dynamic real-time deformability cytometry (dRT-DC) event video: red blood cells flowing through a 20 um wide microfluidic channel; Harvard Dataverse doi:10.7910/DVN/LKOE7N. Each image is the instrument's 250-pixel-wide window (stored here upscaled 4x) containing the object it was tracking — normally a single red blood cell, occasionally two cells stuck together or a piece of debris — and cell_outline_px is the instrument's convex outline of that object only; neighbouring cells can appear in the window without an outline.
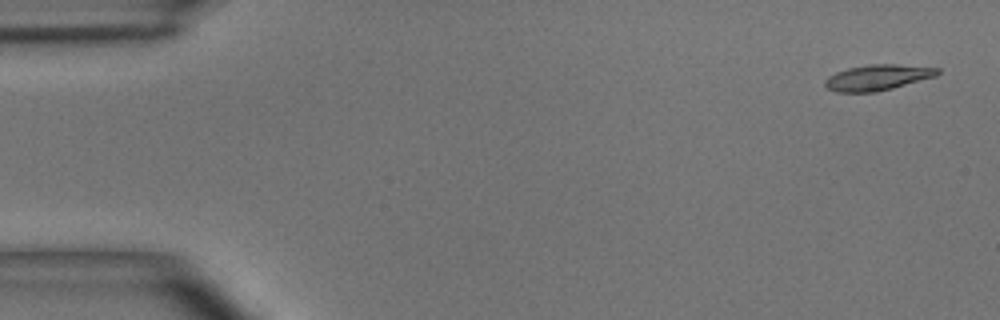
{"species": "common noctule bat (a hibernating species)", "species_latin": "Nyctalus noctula", "temperature_condition": "room temperature", "stored_images_in_passage": 4, "camera_frame_rate_fps": 3000, "um_per_image_px": 0.085, "animal": {"sex": "male", "body_mass_g": 15.6}, "frame": {"image": 1, "passage_image": 1, "time_ms": 0.0, "image_size_px": [1000, 320], "cell_outline_px": [[940, 72], [936, 76], [892, 88], [876, 92], [836, 92], [828, 88], [824, 84], [824, 80], [828, 76], [836, 72], [848, 68], [868, 64], [896, 64], [940, 68]], "centroid_in_image_um": [74.58, 6.58], "position_along_channel_um": 10.4, "area_um2": 16.82}}
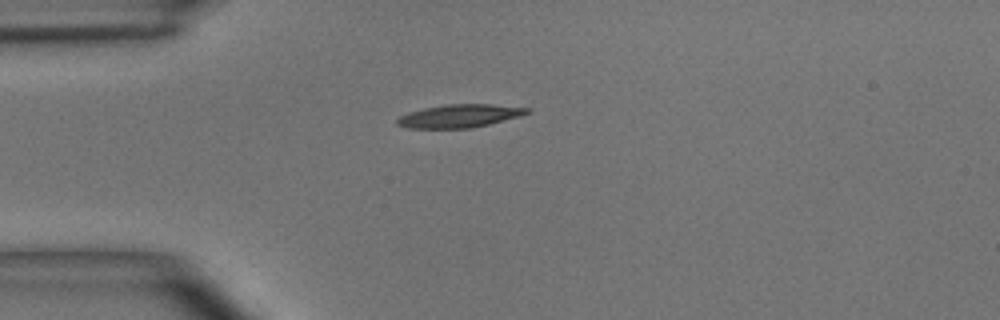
{"frame": {"image": 2, "passage_image": 4, "time_ms": 3.667, "image_size_px": [1000, 320], "cell_outline_px": [[532, 112], [520, 116], [472, 128], [408, 128], [396, 124], [396, 120], [400, 116], [408, 112], [424, 108], [444, 104], [492, 104], [532, 108]], "centroid_in_image_um": [39.08, 9.85], "position_along_channel_um": 45.9, "area_um2": 17.57}}